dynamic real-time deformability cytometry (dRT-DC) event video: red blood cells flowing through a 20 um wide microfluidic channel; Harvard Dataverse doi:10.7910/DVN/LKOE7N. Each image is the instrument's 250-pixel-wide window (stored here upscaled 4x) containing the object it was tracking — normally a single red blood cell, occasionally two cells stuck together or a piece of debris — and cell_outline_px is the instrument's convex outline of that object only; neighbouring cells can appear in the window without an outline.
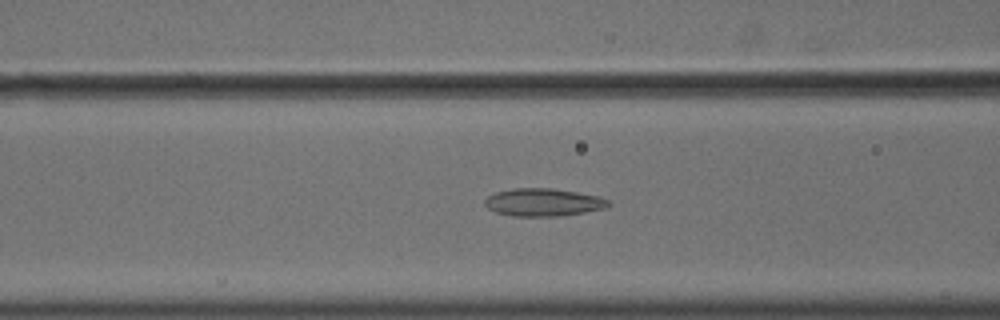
{"species": "common noctule bat (a hibernating species)", "species_latin": "Nyctalus noctula", "temperature_condition": "cold", "stored_images_in_passage": 57, "camera_frame_rate_fps": 3000, "um_per_image_px": 0.085, "animal": {"sex": "male", "body_mass_g": 18.8}, "frame": {"image": 1, "passage_image": 24, "time_ms": 7.667, "image_size_px": [1000, 320], "cell_outline_px": [[612, 204], [608, 208], [560, 216], [512, 216], [496, 212], [488, 208], [484, 204], [484, 200], [488, 196], [496, 192], [512, 188], [552, 188], [600, 196], [612, 200]], "centroid_in_image_um": [46.23, 17.19], "position_along_channel_um": 120.4, "area_um2": 20.23}}
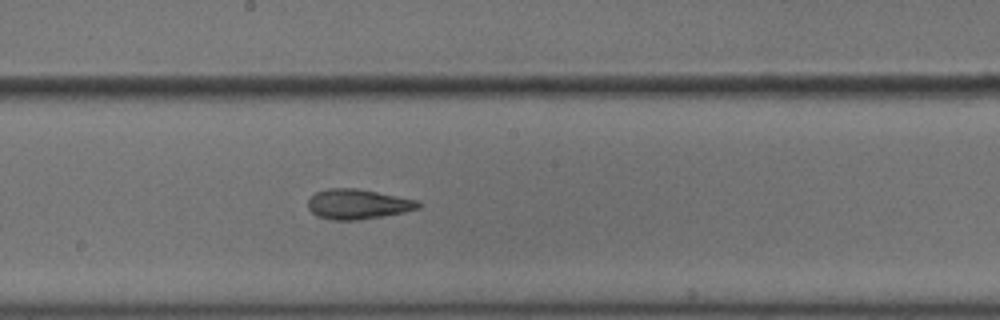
{"frame": {"image": 2, "passage_image": 32, "time_ms": 10.333, "image_size_px": [1000, 320], "cell_outline_px": [[420, 208], [404, 212], [356, 220], [332, 220], [316, 216], [308, 208], [308, 196], [316, 192], [328, 188], [356, 188], [416, 200], [420, 204]], "centroid_in_image_um": [30.34, 17.35], "position_along_channel_um": 217.9, "area_um2": 19.13}}
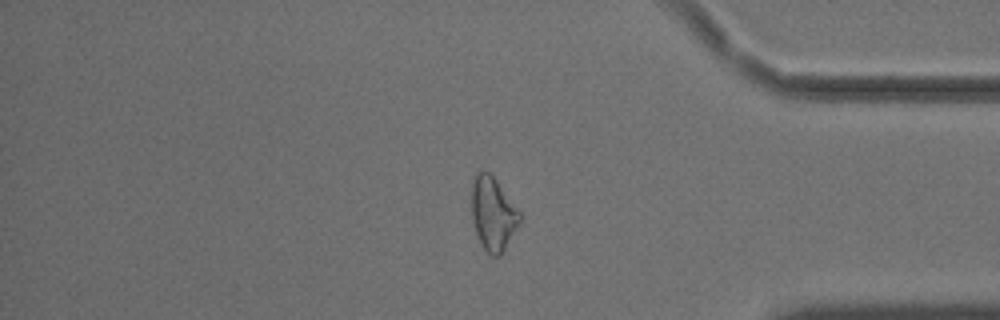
{"frame": {"image": 3, "passage_image": 48, "time_ms": 15.667, "image_size_px": [1000, 320], "cell_outline_px": [[520, 220], [516, 228], [500, 256], [492, 256], [484, 248], [476, 232], [472, 220], [472, 176], [480, 168], [484, 168], [496, 180], [520, 212]], "centroid_in_image_um": [41.87, 18.1], "position_along_channel_um": 393.3, "area_um2": 20.35}, "authors_computed_cell_mechanics": {"area_um2": 21.0392, "velocity_mm_per_s": 3.6436, "shape_relaxation_time_tau1_ms": null, "shape_relaxation_time_tau2_ms": 2.7113, "deformation_change_tau1": null, "deformation_change_tau2": 0.1064}}